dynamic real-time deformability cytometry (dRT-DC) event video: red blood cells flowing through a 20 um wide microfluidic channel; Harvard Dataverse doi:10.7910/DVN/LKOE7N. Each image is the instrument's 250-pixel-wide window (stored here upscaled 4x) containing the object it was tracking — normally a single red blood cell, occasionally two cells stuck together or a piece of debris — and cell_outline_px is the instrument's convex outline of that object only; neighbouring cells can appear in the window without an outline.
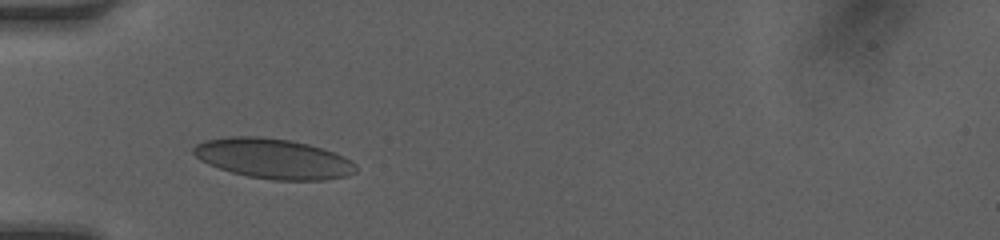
{"species": "human", "species_latin": "Homo sapiens", "temperature_condition": "room temperature", "stored_images_in_passage": 32, "camera_frame_rate_fps": 3000, "um_per_image_px": 0.085, "donor": {"sex": "female"}, "frame": {"image": 1, "passage_image": 2, "time_ms": 0.333, "image_size_px": [1000, 240], "cell_outline_px": [[356, 172], [348, 176], [324, 180], [272, 180], [248, 176], [232, 172], [208, 164], [200, 160], [192, 152], [192, 148], [196, 144], [204, 140], [232, 136], [260, 136], [292, 140], [308, 144], [332, 152], [352, 160], [356, 164]], "centroid_in_image_um": [23.23, 13.48], "position_along_channel_um": 61.8, "area_um2": 37.97}}
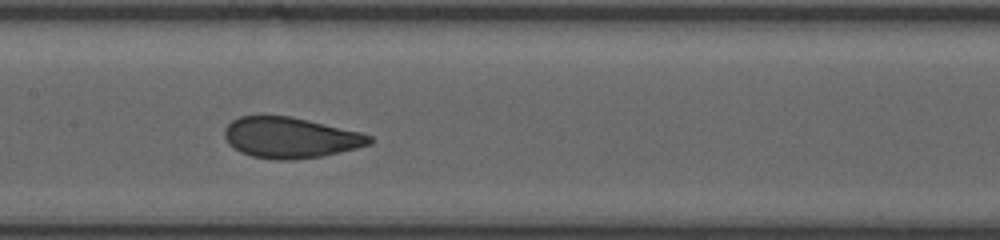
{"frame": {"image": 2, "passage_image": 11, "time_ms": 3.333, "image_size_px": [1000, 240], "cell_outline_px": [[372, 144], [324, 156], [292, 160], [276, 160], [252, 156], [240, 152], [228, 144], [224, 136], [224, 128], [232, 120], [240, 116], [288, 116], [308, 120], [360, 132], [372, 136]], "centroid_in_image_um": [24.66, 11.71], "position_along_channel_um": 182.7, "area_um2": 34.45}}
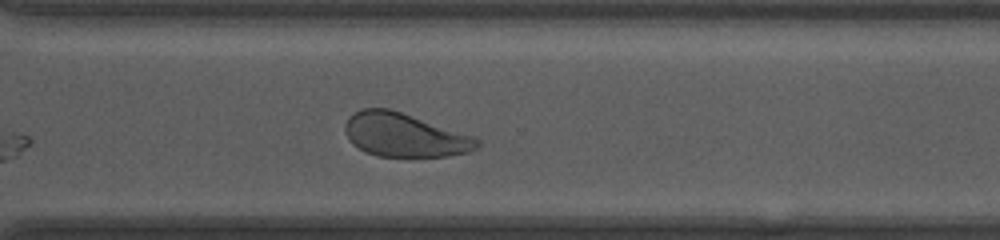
{"frame": {"image": 3, "passage_image": 22, "time_ms": 7.0, "image_size_px": [1000, 240], "cell_outline_px": [[480, 144], [476, 148], [468, 152], [448, 156], [376, 156], [364, 152], [352, 144], [348, 140], [344, 132], [344, 124], [348, 116], [364, 108], [388, 108], [476, 136], [480, 140]], "centroid_in_image_um": [34.36, 11.48], "position_along_channel_um": 336.2, "area_um2": 33.81}, "authors_computed_cell_mechanics": {"area_um2": 34.7956, "velocity_mm_per_s": 4.2032, "shape_relaxation_time_tau1_ms": 7.7953, "shape_relaxation_time_tau2_ms": 0.6882, "deformation_change_tau1": 0.1752, "deformation_change_tau2": 0.0436}}